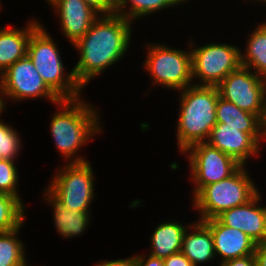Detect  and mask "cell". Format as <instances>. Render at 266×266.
<instances>
[{"mask_svg": "<svg viewBox=\"0 0 266 266\" xmlns=\"http://www.w3.org/2000/svg\"><path fill=\"white\" fill-rule=\"evenodd\" d=\"M164 266H193L191 261L180 251L163 259Z\"/></svg>", "mask_w": 266, "mask_h": 266, "instance_id": "83f0119b", "label": "cell"}, {"mask_svg": "<svg viewBox=\"0 0 266 266\" xmlns=\"http://www.w3.org/2000/svg\"><path fill=\"white\" fill-rule=\"evenodd\" d=\"M203 222L210 228L215 256L219 255L220 265L254 254L256 243L241 230L225 226L217 218Z\"/></svg>", "mask_w": 266, "mask_h": 266, "instance_id": "5bb4252c", "label": "cell"}, {"mask_svg": "<svg viewBox=\"0 0 266 266\" xmlns=\"http://www.w3.org/2000/svg\"><path fill=\"white\" fill-rule=\"evenodd\" d=\"M261 197L259 191L247 203L224 211L217 219L225 226L241 230L256 244L266 241V207L259 205Z\"/></svg>", "mask_w": 266, "mask_h": 266, "instance_id": "4fadbf2b", "label": "cell"}, {"mask_svg": "<svg viewBox=\"0 0 266 266\" xmlns=\"http://www.w3.org/2000/svg\"><path fill=\"white\" fill-rule=\"evenodd\" d=\"M90 162L59 166L46 187L69 210L91 211L94 200V171Z\"/></svg>", "mask_w": 266, "mask_h": 266, "instance_id": "ba28073f", "label": "cell"}, {"mask_svg": "<svg viewBox=\"0 0 266 266\" xmlns=\"http://www.w3.org/2000/svg\"><path fill=\"white\" fill-rule=\"evenodd\" d=\"M15 160L0 159V193L22 199L19 195V171Z\"/></svg>", "mask_w": 266, "mask_h": 266, "instance_id": "484cf974", "label": "cell"}, {"mask_svg": "<svg viewBox=\"0 0 266 266\" xmlns=\"http://www.w3.org/2000/svg\"><path fill=\"white\" fill-rule=\"evenodd\" d=\"M245 1H247V0H245ZM250 1H251V2H254V3H256V2H257V3H258V2H260V3L263 2L264 4L266 3V0H249V2H250Z\"/></svg>", "mask_w": 266, "mask_h": 266, "instance_id": "836d02e7", "label": "cell"}, {"mask_svg": "<svg viewBox=\"0 0 266 266\" xmlns=\"http://www.w3.org/2000/svg\"><path fill=\"white\" fill-rule=\"evenodd\" d=\"M216 120L217 123H227L233 127H266L257 115L241 110L220 96L217 100Z\"/></svg>", "mask_w": 266, "mask_h": 266, "instance_id": "7402d4cb", "label": "cell"}, {"mask_svg": "<svg viewBox=\"0 0 266 266\" xmlns=\"http://www.w3.org/2000/svg\"><path fill=\"white\" fill-rule=\"evenodd\" d=\"M54 12L59 15L61 31L70 44L76 43L90 29L100 16L84 0H48Z\"/></svg>", "mask_w": 266, "mask_h": 266, "instance_id": "9a60e30c", "label": "cell"}, {"mask_svg": "<svg viewBox=\"0 0 266 266\" xmlns=\"http://www.w3.org/2000/svg\"><path fill=\"white\" fill-rule=\"evenodd\" d=\"M62 109L53 114L50 132L57 150L69 163L88 162L76 153L90 140L102 133L98 110L84 98L61 100L57 104Z\"/></svg>", "mask_w": 266, "mask_h": 266, "instance_id": "7a4b0ae2", "label": "cell"}, {"mask_svg": "<svg viewBox=\"0 0 266 266\" xmlns=\"http://www.w3.org/2000/svg\"><path fill=\"white\" fill-rule=\"evenodd\" d=\"M254 254L257 266H266V241L256 244Z\"/></svg>", "mask_w": 266, "mask_h": 266, "instance_id": "1f68e13d", "label": "cell"}, {"mask_svg": "<svg viewBox=\"0 0 266 266\" xmlns=\"http://www.w3.org/2000/svg\"><path fill=\"white\" fill-rule=\"evenodd\" d=\"M146 46L148 52L142 68L152 77L153 86L180 91L193 85L190 48L184 51L154 42Z\"/></svg>", "mask_w": 266, "mask_h": 266, "instance_id": "8992f818", "label": "cell"}, {"mask_svg": "<svg viewBox=\"0 0 266 266\" xmlns=\"http://www.w3.org/2000/svg\"><path fill=\"white\" fill-rule=\"evenodd\" d=\"M179 93V117L176 139L179 152L191 145L208 140L216 125V107L219 98L217 86L191 85Z\"/></svg>", "mask_w": 266, "mask_h": 266, "instance_id": "3957f363", "label": "cell"}, {"mask_svg": "<svg viewBox=\"0 0 266 266\" xmlns=\"http://www.w3.org/2000/svg\"><path fill=\"white\" fill-rule=\"evenodd\" d=\"M54 39L41 23L30 35L27 55L48 88L60 99L80 98L82 87L75 80L73 71L64 72L60 51Z\"/></svg>", "mask_w": 266, "mask_h": 266, "instance_id": "277c9868", "label": "cell"}, {"mask_svg": "<svg viewBox=\"0 0 266 266\" xmlns=\"http://www.w3.org/2000/svg\"><path fill=\"white\" fill-rule=\"evenodd\" d=\"M251 179L246 165H241L228 178L204 186L192 198L193 208L200 213L197 220L217 218L224 211L251 200L259 192Z\"/></svg>", "mask_w": 266, "mask_h": 266, "instance_id": "5b68a950", "label": "cell"}, {"mask_svg": "<svg viewBox=\"0 0 266 266\" xmlns=\"http://www.w3.org/2000/svg\"><path fill=\"white\" fill-rule=\"evenodd\" d=\"M187 1L189 2V0H116L115 13L134 22L136 19L144 18L166 8L169 9L175 5L178 7ZM129 4L130 6L127 7Z\"/></svg>", "mask_w": 266, "mask_h": 266, "instance_id": "44dd1931", "label": "cell"}, {"mask_svg": "<svg viewBox=\"0 0 266 266\" xmlns=\"http://www.w3.org/2000/svg\"><path fill=\"white\" fill-rule=\"evenodd\" d=\"M23 224L8 232H0V266H27L24 243L17 236Z\"/></svg>", "mask_w": 266, "mask_h": 266, "instance_id": "603a6c76", "label": "cell"}, {"mask_svg": "<svg viewBox=\"0 0 266 266\" xmlns=\"http://www.w3.org/2000/svg\"><path fill=\"white\" fill-rule=\"evenodd\" d=\"M23 200L0 193V232L12 231L25 222Z\"/></svg>", "mask_w": 266, "mask_h": 266, "instance_id": "cb8c5ba5", "label": "cell"}, {"mask_svg": "<svg viewBox=\"0 0 266 266\" xmlns=\"http://www.w3.org/2000/svg\"><path fill=\"white\" fill-rule=\"evenodd\" d=\"M248 38L245 52H240L241 64L266 80V21L258 24Z\"/></svg>", "mask_w": 266, "mask_h": 266, "instance_id": "ffe728a7", "label": "cell"}, {"mask_svg": "<svg viewBox=\"0 0 266 266\" xmlns=\"http://www.w3.org/2000/svg\"><path fill=\"white\" fill-rule=\"evenodd\" d=\"M148 256V258H146ZM134 255L135 266H164L163 259L149 255Z\"/></svg>", "mask_w": 266, "mask_h": 266, "instance_id": "f1b7e54d", "label": "cell"}, {"mask_svg": "<svg viewBox=\"0 0 266 266\" xmlns=\"http://www.w3.org/2000/svg\"><path fill=\"white\" fill-rule=\"evenodd\" d=\"M194 43L190 41L188 44L192 54V78L198 80L193 85L217 86L242 66L241 49L237 45L213 42L196 47Z\"/></svg>", "mask_w": 266, "mask_h": 266, "instance_id": "52a82bcc", "label": "cell"}, {"mask_svg": "<svg viewBox=\"0 0 266 266\" xmlns=\"http://www.w3.org/2000/svg\"><path fill=\"white\" fill-rule=\"evenodd\" d=\"M6 103L7 101L4 99L2 87H0V116L2 115L3 111L6 110Z\"/></svg>", "mask_w": 266, "mask_h": 266, "instance_id": "d6a6232c", "label": "cell"}, {"mask_svg": "<svg viewBox=\"0 0 266 266\" xmlns=\"http://www.w3.org/2000/svg\"><path fill=\"white\" fill-rule=\"evenodd\" d=\"M195 221L191 225L189 224L184 232L181 252L193 266H198L210 262L216 256L210 228L203 221Z\"/></svg>", "mask_w": 266, "mask_h": 266, "instance_id": "e0dca14e", "label": "cell"}, {"mask_svg": "<svg viewBox=\"0 0 266 266\" xmlns=\"http://www.w3.org/2000/svg\"><path fill=\"white\" fill-rule=\"evenodd\" d=\"M0 119V159L16 160L21 153V137L17 130ZM18 154V155H17Z\"/></svg>", "mask_w": 266, "mask_h": 266, "instance_id": "d4e9b609", "label": "cell"}, {"mask_svg": "<svg viewBox=\"0 0 266 266\" xmlns=\"http://www.w3.org/2000/svg\"><path fill=\"white\" fill-rule=\"evenodd\" d=\"M43 195V200L53 207L54 227L64 239L84 233L91 221L90 211L69 210L47 188Z\"/></svg>", "mask_w": 266, "mask_h": 266, "instance_id": "ac0fdd59", "label": "cell"}, {"mask_svg": "<svg viewBox=\"0 0 266 266\" xmlns=\"http://www.w3.org/2000/svg\"><path fill=\"white\" fill-rule=\"evenodd\" d=\"M189 225L177 221L163 222L154 229L150 237V255L160 259L168 258L182 250L184 232Z\"/></svg>", "mask_w": 266, "mask_h": 266, "instance_id": "d6986e66", "label": "cell"}, {"mask_svg": "<svg viewBox=\"0 0 266 266\" xmlns=\"http://www.w3.org/2000/svg\"><path fill=\"white\" fill-rule=\"evenodd\" d=\"M219 266H257L255 254L234 259L230 264H222Z\"/></svg>", "mask_w": 266, "mask_h": 266, "instance_id": "4dcf8cb0", "label": "cell"}, {"mask_svg": "<svg viewBox=\"0 0 266 266\" xmlns=\"http://www.w3.org/2000/svg\"><path fill=\"white\" fill-rule=\"evenodd\" d=\"M262 138H266V127H233L216 123L206 142L247 166L249 158L259 154Z\"/></svg>", "mask_w": 266, "mask_h": 266, "instance_id": "7c38bea8", "label": "cell"}, {"mask_svg": "<svg viewBox=\"0 0 266 266\" xmlns=\"http://www.w3.org/2000/svg\"><path fill=\"white\" fill-rule=\"evenodd\" d=\"M132 24L116 13L100 15L84 36L73 44L80 58L72 71L82 89L123 58L131 45Z\"/></svg>", "mask_w": 266, "mask_h": 266, "instance_id": "6da1fadb", "label": "cell"}, {"mask_svg": "<svg viewBox=\"0 0 266 266\" xmlns=\"http://www.w3.org/2000/svg\"><path fill=\"white\" fill-rule=\"evenodd\" d=\"M183 153H187L190 179L195 184L192 197L204 186L228 178L241 166L233 157L206 141L191 145Z\"/></svg>", "mask_w": 266, "mask_h": 266, "instance_id": "30bf717a", "label": "cell"}, {"mask_svg": "<svg viewBox=\"0 0 266 266\" xmlns=\"http://www.w3.org/2000/svg\"><path fill=\"white\" fill-rule=\"evenodd\" d=\"M1 86L4 98L10 101L44 98L55 105L61 101L44 83L28 55L1 73Z\"/></svg>", "mask_w": 266, "mask_h": 266, "instance_id": "8fae6325", "label": "cell"}, {"mask_svg": "<svg viewBox=\"0 0 266 266\" xmlns=\"http://www.w3.org/2000/svg\"><path fill=\"white\" fill-rule=\"evenodd\" d=\"M100 15H110L115 13L116 0H84Z\"/></svg>", "mask_w": 266, "mask_h": 266, "instance_id": "4316f807", "label": "cell"}, {"mask_svg": "<svg viewBox=\"0 0 266 266\" xmlns=\"http://www.w3.org/2000/svg\"><path fill=\"white\" fill-rule=\"evenodd\" d=\"M94 266H135V258L134 255L131 257L123 258V259H116V260H103L100 263H96Z\"/></svg>", "mask_w": 266, "mask_h": 266, "instance_id": "f546056e", "label": "cell"}, {"mask_svg": "<svg viewBox=\"0 0 266 266\" xmlns=\"http://www.w3.org/2000/svg\"><path fill=\"white\" fill-rule=\"evenodd\" d=\"M35 20L30 19L27 26L20 29L10 26L0 28V73L27 55L30 35L41 24Z\"/></svg>", "mask_w": 266, "mask_h": 266, "instance_id": "2e32d148", "label": "cell"}, {"mask_svg": "<svg viewBox=\"0 0 266 266\" xmlns=\"http://www.w3.org/2000/svg\"><path fill=\"white\" fill-rule=\"evenodd\" d=\"M219 96L241 110L257 115L266 124V80L241 66L217 85Z\"/></svg>", "mask_w": 266, "mask_h": 266, "instance_id": "9c48e42d", "label": "cell"}]
</instances>
